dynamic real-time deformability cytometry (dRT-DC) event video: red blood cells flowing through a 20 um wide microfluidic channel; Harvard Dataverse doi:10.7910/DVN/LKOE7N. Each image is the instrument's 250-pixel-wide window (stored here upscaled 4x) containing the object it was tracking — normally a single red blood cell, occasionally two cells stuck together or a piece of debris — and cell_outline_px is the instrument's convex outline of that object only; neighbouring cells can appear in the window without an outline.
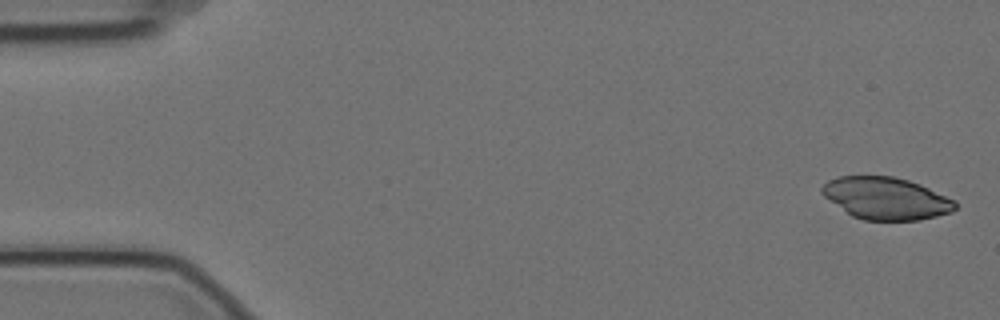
{"species": "Egyptian fruit bat (a non-hibernating species)", "species_latin": "Rousettus aegyptiacus", "temperature_condition": "cold", "stored_images_in_passage": 6, "camera_frame_rate_fps": 3000, "um_per_image_px": 0.085, "animal": {"sex": "female"}, "frame": {"image": 1, "passage_image": 1, "time_ms": 0.0, "image_size_px": [1000, 320], "cell_outline_px": [[956, 208], [952, 212], [920, 220], [864, 220], [852, 216], [824, 196], [820, 192], [820, 188], [828, 180], [840, 176], [892, 176], [908, 180], [920, 184], [956, 200]], "centroid_in_image_um": [75.32, 16.86], "position_along_channel_um": 9.7, "area_um2": 32.71}}